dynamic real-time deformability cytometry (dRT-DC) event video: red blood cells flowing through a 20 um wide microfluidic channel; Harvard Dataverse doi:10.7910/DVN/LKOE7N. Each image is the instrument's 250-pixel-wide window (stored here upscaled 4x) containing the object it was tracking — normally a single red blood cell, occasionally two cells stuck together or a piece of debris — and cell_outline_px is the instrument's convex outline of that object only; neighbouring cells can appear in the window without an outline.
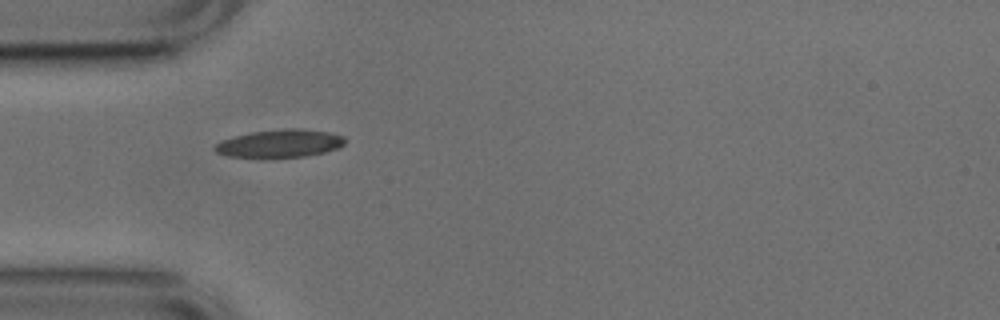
{"species": "common noctule bat (a hibernating species)", "species_latin": "Nyctalus noctula", "temperature_condition": "cold", "stored_images_in_passage": 31, "camera_frame_rate_fps": 3000, "um_per_image_px": 0.085, "animal": {"sex": "male", "body_mass_g": 17.9, "forearm_length_mm": 54.2}, "frame": {"image": 1, "passage_image": 1, "time_ms": 0.0, "image_size_px": [1000, 320], "cell_outline_px": [[348, 140], [340, 148], [324, 152], [304, 156], [272, 160], [260, 160], [228, 156], [216, 152], [212, 148], [220, 140], [252, 132], [284, 128], [300, 128], [328, 132], [344, 136]], "centroid_in_image_um": [23.77, 12.24], "position_along_channel_um": 61.2, "area_um2": 22.14}}
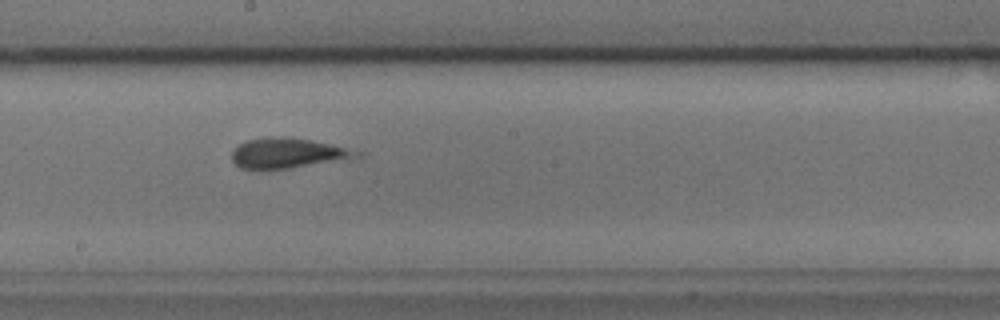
{"frame": {"image": 2, "passage_image": 14, "time_ms": 4.333, "image_size_px": [1000, 320], "cell_outline_px": [[364, 156], [264, 172], [260, 172], [240, 168], [232, 160], [232, 152], [240, 144], [248, 140], [268, 136], [280, 136], [312, 140], [364, 152]], "centroid_in_image_um": [24.41, 13.04], "position_along_channel_um": 223.8, "area_um2": 22.25}}
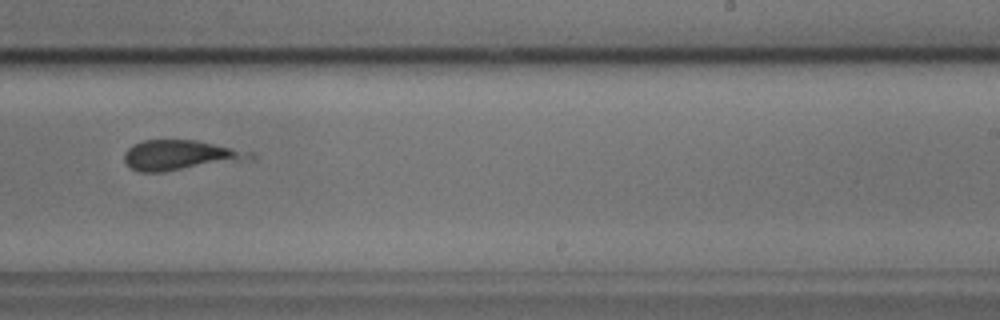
{"frame": {"image": 3, "passage_image": 18, "time_ms": 5.667, "image_size_px": [1000, 320], "cell_outline_px": [[256, 160], [160, 172], [140, 172], [132, 168], [124, 160], [124, 152], [132, 144], [144, 140], [196, 140], [256, 152]], "centroid_in_image_um": [15.44, 13.19], "position_along_channel_um": 273.6, "area_um2": 22.54}}